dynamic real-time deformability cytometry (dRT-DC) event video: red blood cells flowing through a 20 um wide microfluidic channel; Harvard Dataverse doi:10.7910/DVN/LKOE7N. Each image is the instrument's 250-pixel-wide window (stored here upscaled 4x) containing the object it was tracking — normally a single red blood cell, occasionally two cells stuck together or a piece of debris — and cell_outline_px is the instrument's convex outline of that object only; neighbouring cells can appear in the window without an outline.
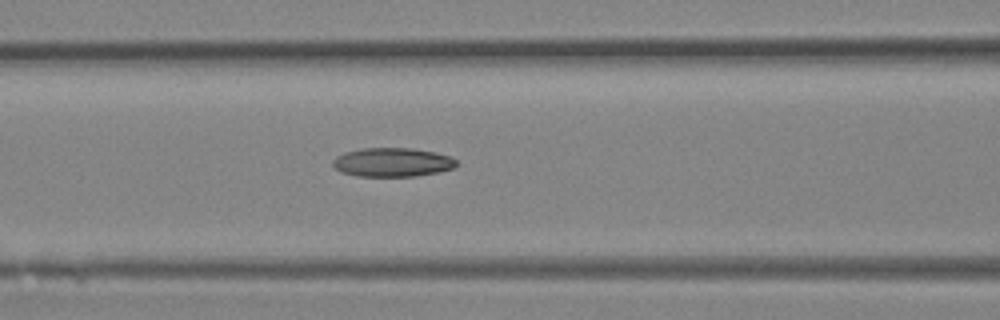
{"species": "Egyptian fruit bat (a non-hibernating species)", "species_latin": "Rousettus aegyptiacus", "temperature_condition": "room temperature", "stored_images_in_passage": 36, "camera_frame_rate_fps": 3000, "um_per_image_px": 0.085, "animal": {"sex": "female"}, "frame": {"image": 1, "passage_image": 15, "time_ms": 4.667, "image_size_px": [1000, 320], "cell_outline_px": [[456, 168], [416, 176], [356, 176], [340, 172], [332, 164], [332, 160], [336, 156], [344, 152], [360, 148], [412, 148], [452, 156], [456, 160]], "centroid_in_image_um": [33.33, 13.79], "position_along_channel_um": 133.3, "area_um2": 20.92}}
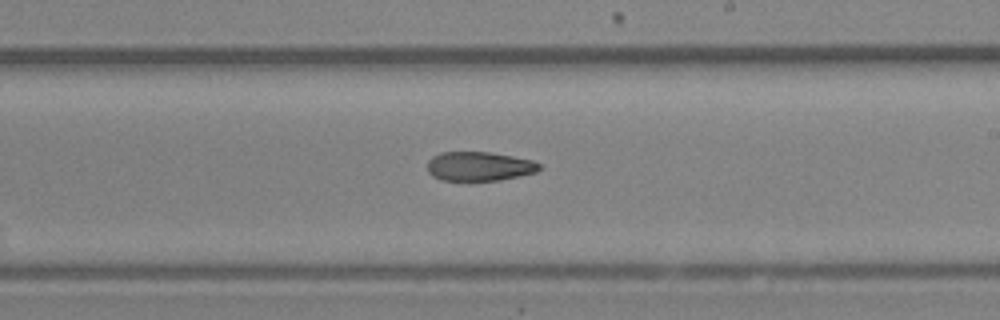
{"frame": {"image": 2, "passage_image": 21, "time_ms": 6.667, "image_size_px": [1000, 320], "cell_outline_px": [[540, 168], [536, 172], [500, 180], [440, 180], [432, 176], [428, 172], [428, 160], [432, 156], [440, 152], [488, 152], [512, 156], [532, 160], [540, 164]], "centroid_in_image_um": [40.7, 14.13], "position_along_channel_um": 248.3, "area_um2": 18.96}}
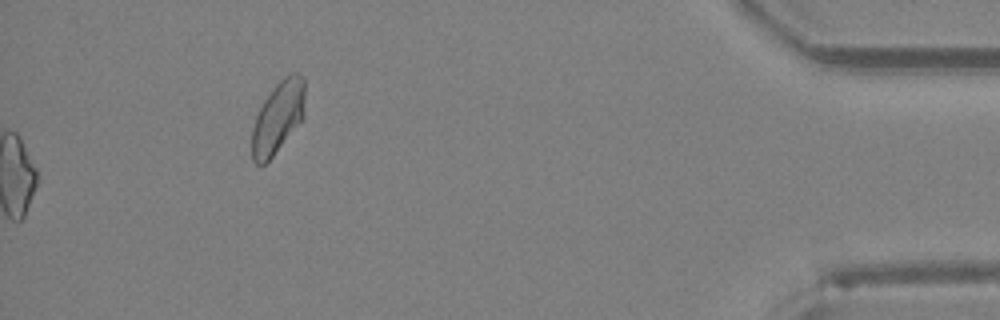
{"frame": {"image": 3, "passage_image": 36, "time_ms": 11.667, "image_size_px": [1000, 320], "cell_outline_px": [[304, 116], [272, 156], [264, 164], [256, 164], [252, 160], [252, 128], [256, 116], [264, 100], [276, 84], [284, 76], [292, 72], [296, 72], [304, 76]], "centroid_in_image_um": [23.62, 9.93], "position_along_channel_um": 411.6, "area_um2": 21.85}}